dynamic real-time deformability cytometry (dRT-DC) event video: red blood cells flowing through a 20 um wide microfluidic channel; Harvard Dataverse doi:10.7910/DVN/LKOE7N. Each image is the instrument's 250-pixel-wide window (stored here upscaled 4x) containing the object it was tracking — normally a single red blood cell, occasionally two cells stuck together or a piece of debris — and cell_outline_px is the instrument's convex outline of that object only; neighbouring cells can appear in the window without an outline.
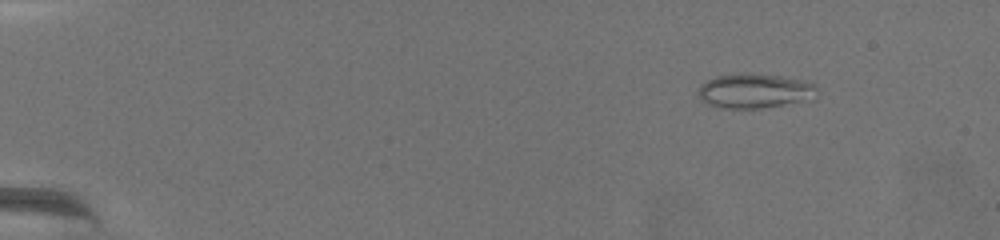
{"species": "common noctule bat (a hibernating species)", "species_latin": "Nyctalus noctula", "temperature_condition": "warm", "stored_images_in_passage": 65, "camera_frame_rate_fps": 3000, "um_per_image_px": 0.085, "animal": {"sex": "female", "body_mass_g": 19.5, "forearm_length_mm": 54.1}, "frame": {"image": 1, "passage_image": 1, "time_ms": 0.0, "image_size_px": [1000, 240], "cell_outline_px": [[816, 100], [760, 108], [720, 108], [708, 104], [700, 100], [700, 84], [716, 76], [776, 76], [796, 80], [812, 84], [816, 88]], "centroid_in_image_um": [64.17, 7.8], "position_along_channel_um": 20.8, "area_um2": 22.95}}
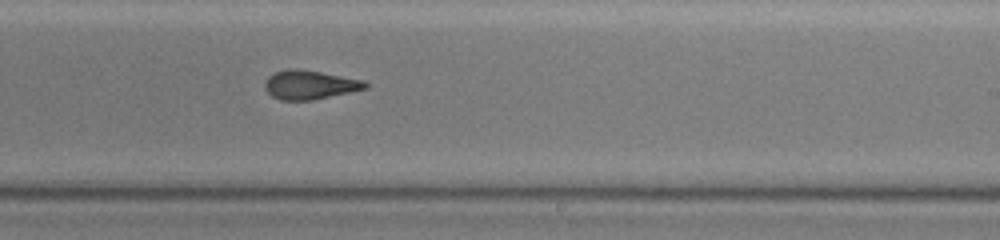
{"frame": {"image": 2, "passage_image": 39, "time_ms": 12.667, "image_size_px": [1000, 240], "cell_outline_px": [[368, 88], [312, 100], [280, 100], [272, 96], [264, 88], [264, 84], [268, 76], [276, 72], [292, 68], [296, 68], [320, 72], [364, 80], [368, 84]], "centroid_in_image_um": [26.32, 7.21], "position_along_channel_um": 262.7, "area_um2": 16.82}}
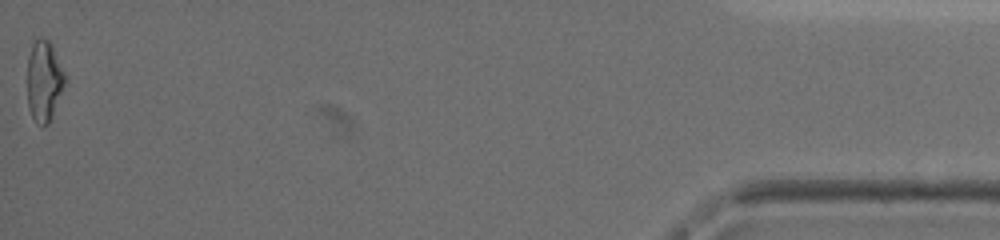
{"frame": {"image": 3, "passage_image": 65, "time_ms": 21.333, "image_size_px": [1000, 240], "cell_outline_px": [[64, 84], [48, 124], [36, 124], [32, 116], [28, 104], [28, 56], [32, 44], [40, 36], [48, 40], [64, 72]], "centroid_in_image_um": [3.71, 6.86], "position_along_channel_um": 431.5, "area_um2": 16.99}, "authors_computed_cell_mechanics": {"area_um2": 16.9932, "velocity_mm_per_s": 2.9362, "shape_relaxation_time_tau1_ms": null, "shape_relaxation_time_tau2_ms": 2.4995, "deformation_change_tau1": null, "deformation_change_tau2": 0.1132}}